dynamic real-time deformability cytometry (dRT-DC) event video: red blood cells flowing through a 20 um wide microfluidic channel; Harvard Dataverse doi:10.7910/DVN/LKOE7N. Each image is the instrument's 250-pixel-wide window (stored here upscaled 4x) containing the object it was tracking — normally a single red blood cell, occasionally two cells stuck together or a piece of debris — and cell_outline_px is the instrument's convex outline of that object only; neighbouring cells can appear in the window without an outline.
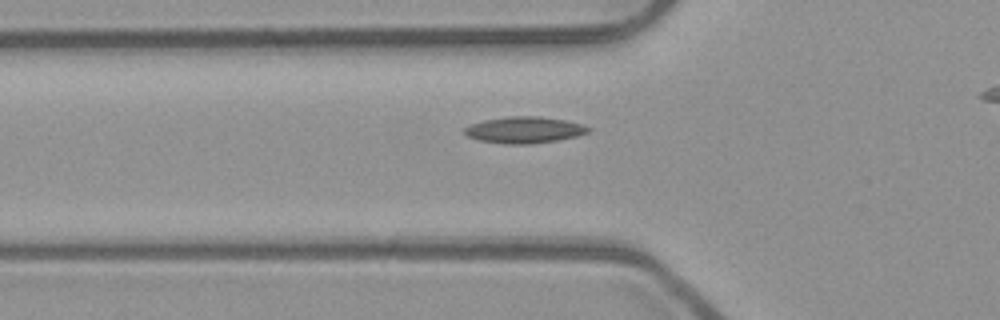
{"species": "common noctule bat (a hibernating species)", "species_latin": "Nyctalus noctula", "temperature_condition": "room temperature", "stored_images_in_passage": 44, "camera_frame_rate_fps": 3000, "um_per_image_px": 0.085, "animal": {"sex": "male", "body_mass_g": 23.1, "forearm_length_mm": 52.7}, "frame": {"image": 1, "passage_image": 16, "time_ms": 5.0, "image_size_px": [1000, 320], "cell_outline_px": [[592, 128], [588, 132], [576, 136], [556, 140], [532, 144], [504, 144], [480, 140], [468, 136], [464, 132], [464, 128], [472, 124], [484, 120], [508, 116], [540, 116], [564, 120], [580, 124]], "centroid_in_image_um": [44.56, 11.04], "position_along_channel_um": 81.2, "area_um2": 18.9}}
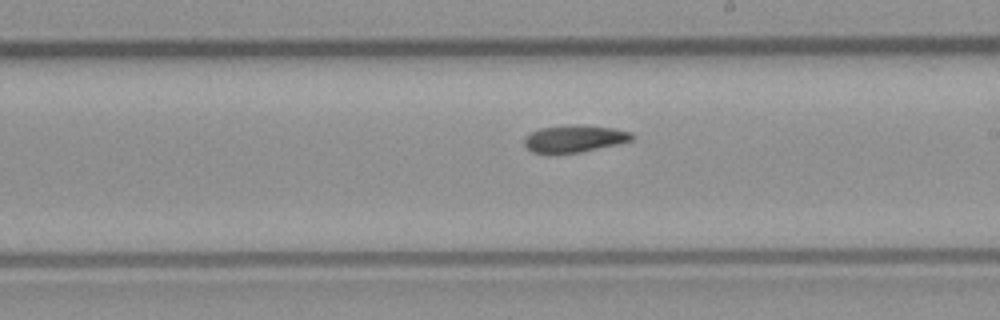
{"frame": {"image": 2, "passage_image": 28, "time_ms": 9.0, "image_size_px": [1000, 320], "cell_outline_px": [[632, 140], [616, 144], [580, 152], [532, 152], [524, 144], [524, 136], [540, 128], [568, 124], [612, 128], [632, 132]], "centroid_in_image_um": [48.8, 11.76], "position_along_channel_um": 240.2, "area_um2": 16.59}}
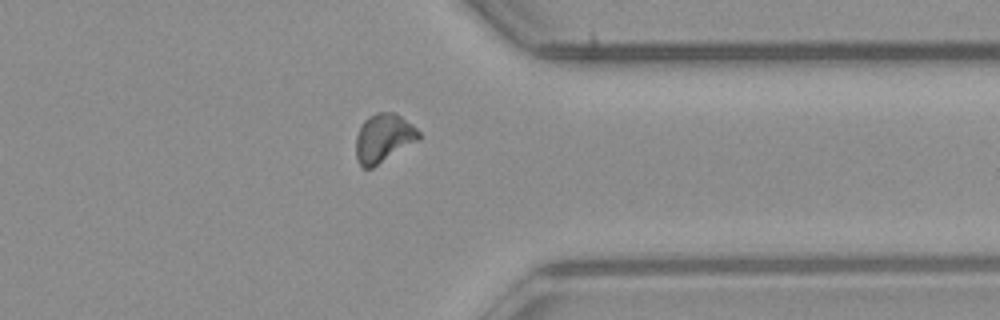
{"frame": {"image": 3, "passage_image": 39, "time_ms": 12.667, "image_size_px": [1000, 320], "cell_outline_px": [[420, 140], [372, 168], [364, 168], [356, 160], [356, 136], [364, 120], [368, 116], [376, 112], [392, 112], [400, 116], [412, 124], [420, 132]], "centroid_in_image_um": [32.6, 11.74], "position_along_channel_um": 378.8, "area_um2": 17.86}}